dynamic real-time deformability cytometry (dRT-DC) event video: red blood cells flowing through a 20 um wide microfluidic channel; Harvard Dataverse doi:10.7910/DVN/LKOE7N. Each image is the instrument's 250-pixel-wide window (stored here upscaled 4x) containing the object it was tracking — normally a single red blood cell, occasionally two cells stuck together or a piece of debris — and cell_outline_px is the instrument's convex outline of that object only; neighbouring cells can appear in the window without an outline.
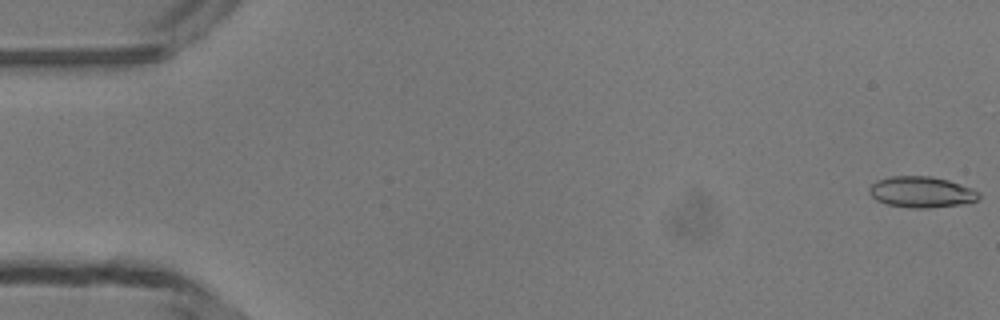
{"species": "common noctule bat (a hibernating species)", "species_latin": "Nyctalus noctula", "temperature_condition": "room temperature", "stored_images_in_passage": 22, "camera_frame_rate_fps": 3000, "um_per_image_px": 0.085, "animal": {"sex": "male", "body_mass_g": 13.3}, "frame": {"image": 1, "passage_image": 1, "time_ms": 0.0, "image_size_px": [1000, 320], "cell_outline_px": [[980, 196], [976, 200], [964, 204], [928, 208], [912, 208], [888, 204], [876, 200], [868, 192], [868, 188], [876, 180], [888, 176], [932, 176], [948, 180], [972, 188], [980, 192]], "centroid_in_image_um": [78.31, 16.31], "position_along_channel_um": 6.7, "area_um2": 19.94}}
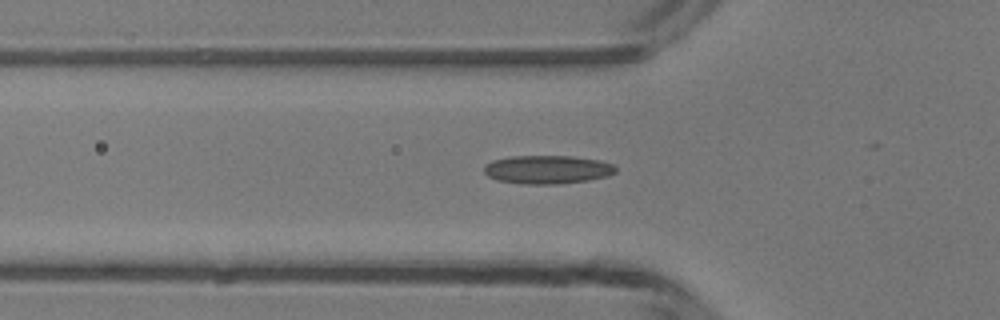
{"frame": {"image": 2, "passage_image": 17, "time_ms": 5.333, "image_size_px": [1000, 320], "cell_outline_px": [[616, 172], [608, 176], [588, 180], [556, 184], [524, 184], [496, 180], [488, 176], [484, 172], [484, 168], [492, 160], [512, 156], [572, 156], [600, 160], [612, 164], [616, 168]], "centroid_in_image_um": [46.54, 14.41], "position_along_channel_um": 79.3, "area_um2": 21.79}}
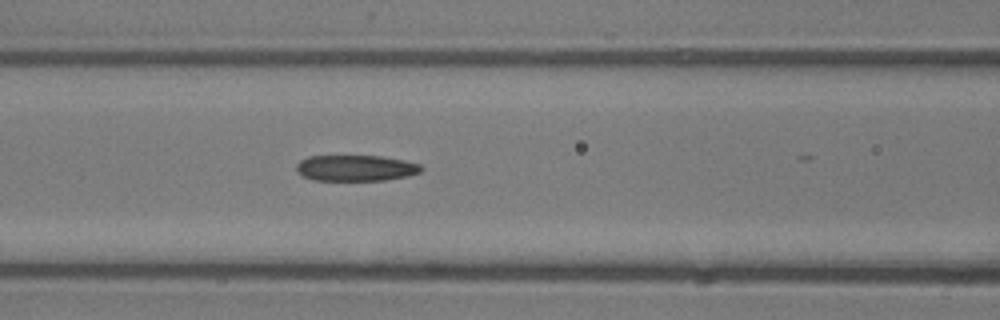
{"frame": {"image": 3, "passage_image": 21, "time_ms": 6.667, "image_size_px": [1000, 320], "cell_outline_px": [[424, 168], [420, 172], [408, 176], [384, 180], [312, 180], [296, 172], [296, 164], [300, 160], [308, 156], [380, 156], [404, 160], [420, 164]], "centroid_in_image_um": [30.23, 14.28], "position_along_channel_um": 136.4, "area_um2": 18.96}}